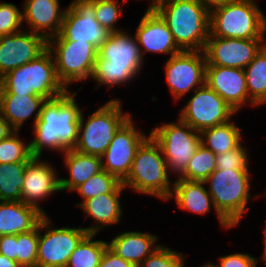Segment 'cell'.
I'll return each mask as SVG.
<instances>
[{"label": "cell", "instance_id": "2", "mask_svg": "<svg viewBox=\"0 0 266 267\" xmlns=\"http://www.w3.org/2000/svg\"><path fill=\"white\" fill-rule=\"evenodd\" d=\"M144 60L140 54L135 35L126 31L114 32L98 48L91 79L97 82L96 89L106 85L107 89L130 83L139 76Z\"/></svg>", "mask_w": 266, "mask_h": 267}, {"label": "cell", "instance_id": "13", "mask_svg": "<svg viewBox=\"0 0 266 267\" xmlns=\"http://www.w3.org/2000/svg\"><path fill=\"white\" fill-rule=\"evenodd\" d=\"M180 111L179 118L200 133L230 121L238 113L207 84L197 88Z\"/></svg>", "mask_w": 266, "mask_h": 267}, {"label": "cell", "instance_id": "36", "mask_svg": "<svg viewBox=\"0 0 266 267\" xmlns=\"http://www.w3.org/2000/svg\"><path fill=\"white\" fill-rule=\"evenodd\" d=\"M119 5V0H94L96 20L112 33L124 31L115 25L123 13V7Z\"/></svg>", "mask_w": 266, "mask_h": 267}, {"label": "cell", "instance_id": "45", "mask_svg": "<svg viewBox=\"0 0 266 267\" xmlns=\"http://www.w3.org/2000/svg\"><path fill=\"white\" fill-rule=\"evenodd\" d=\"M0 267H21L16 261L0 254Z\"/></svg>", "mask_w": 266, "mask_h": 267}, {"label": "cell", "instance_id": "4", "mask_svg": "<svg viewBox=\"0 0 266 267\" xmlns=\"http://www.w3.org/2000/svg\"><path fill=\"white\" fill-rule=\"evenodd\" d=\"M155 10L181 50L203 51L210 34V12L197 0H170Z\"/></svg>", "mask_w": 266, "mask_h": 267}, {"label": "cell", "instance_id": "20", "mask_svg": "<svg viewBox=\"0 0 266 267\" xmlns=\"http://www.w3.org/2000/svg\"><path fill=\"white\" fill-rule=\"evenodd\" d=\"M134 35L143 60L147 52L173 56L182 51L175 43L165 20L155 9H146Z\"/></svg>", "mask_w": 266, "mask_h": 267}, {"label": "cell", "instance_id": "24", "mask_svg": "<svg viewBox=\"0 0 266 267\" xmlns=\"http://www.w3.org/2000/svg\"><path fill=\"white\" fill-rule=\"evenodd\" d=\"M44 215L21 201H0V236L33 230Z\"/></svg>", "mask_w": 266, "mask_h": 267}, {"label": "cell", "instance_id": "46", "mask_svg": "<svg viewBox=\"0 0 266 267\" xmlns=\"http://www.w3.org/2000/svg\"><path fill=\"white\" fill-rule=\"evenodd\" d=\"M170 0H151V4H149V9H155L157 6L163 4L164 2H167Z\"/></svg>", "mask_w": 266, "mask_h": 267}, {"label": "cell", "instance_id": "31", "mask_svg": "<svg viewBox=\"0 0 266 267\" xmlns=\"http://www.w3.org/2000/svg\"><path fill=\"white\" fill-rule=\"evenodd\" d=\"M27 162L0 164V201H21Z\"/></svg>", "mask_w": 266, "mask_h": 267}, {"label": "cell", "instance_id": "33", "mask_svg": "<svg viewBox=\"0 0 266 267\" xmlns=\"http://www.w3.org/2000/svg\"><path fill=\"white\" fill-rule=\"evenodd\" d=\"M216 154L202 143L178 176L187 180L205 181L216 170Z\"/></svg>", "mask_w": 266, "mask_h": 267}, {"label": "cell", "instance_id": "25", "mask_svg": "<svg viewBox=\"0 0 266 267\" xmlns=\"http://www.w3.org/2000/svg\"><path fill=\"white\" fill-rule=\"evenodd\" d=\"M45 101L42 96L0 94V113L15 131H20L24 122L34 113L33 126L35 125Z\"/></svg>", "mask_w": 266, "mask_h": 267}, {"label": "cell", "instance_id": "17", "mask_svg": "<svg viewBox=\"0 0 266 267\" xmlns=\"http://www.w3.org/2000/svg\"><path fill=\"white\" fill-rule=\"evenodd\" d=\"M41 159L40 156H32L27 161L21 188V202L33 206L43 215H47L39 201H44L52 196V193L61 192L60 177L57 176L56 168L50 162Z\"/></svg>", "mask_w": 266, "mask_h": 267}, {"label": "cell", "instance_id": "9", "mask_svg": "<svg viewBox=\"0 0 266 267\" xmlns=\"http://www.w3.org/2000/svg\"><path fill=\"white\" fill-rule=\"evenodd\" d=\"M47 49L52 53L58 79L68 90L72 83L92 77L98 49L91 43L47 40Z\"/></svg>", "mask_w": 266, "mask_h": 267}, {"label": "cell", "instance_id": "18", "mask_svg": "<svg viewBox=\"0 0 266 267\" xmlns=\"http://www.w3.org/2000/svg\"><path fill=\"white\" fill-rule=\"evenodd\" d=\"M47 49V40L36 33L22 30L0 36V78L6 73L35 60Z\"/></svg>", "mask_w": 266, "mask_h": 267}, {"label": "cell", "instance_id": "26", "mask_svg": "<svg viewBox=\"0 0 266 267\" xmlns=\"http://www.w3.org/2000/svg\"><path fill=\"white\" fill-rule=\"evenodd\" d=\"M204 181L176 178L170 200L174 198L180 209L205 215L214 208L212 197L205 188Z\"/></svg>", "mask_w": 266, "mask_h": 267}, {"label": "cell", "instance_id": "42", "mask_svg": "<svg viewBox=\"0 0 266 267\" xmlns=\"http://www.w3.org/2000/svg\"><path fill=\"white\" fill-rule=\"evenodd\" d=\"M98 267H136L131 262H128L118 256L109 247L105 249V252L101 258V262Z\"/></svg>", "mask_w": 266, "mask_h": 267}, {"label": "cell", "instance_id": "29", "mask_svg": "<svg viewBox=\"0 0 266 267\" xmlns=\"http://www.w3.org/2000/svg\"><path fill=\"white\" fill-rule=\"evenodd\" d=\"M244 71L249 100L255 106L266 104V45Z\"/></svg>", "mask_w": 266, "mask_h": 267}, {"label": "cell", "instance_id": "15", "mask_svg": "<svg viewBox=\"0 0 266 267\" xmlns=\"http://www.w3.org/2000/svg\"><path fill=\"white\" fill-rule=\"evenodd\" d=\"M133 122L132 116L114 135L109 147L101 156L102 169L123 182L130 173L133 160L140 145L150 136Z\"/></svg>", "mask_w": 266, "mask_h": 267}, {"label": "cell", "instance_id": "27", "mask_svg": "<svg viewBox=\"0 0 266 267\" xmlns=\"http://www.w3.org/2000/svg\"><path fill=\"white\" fill-rule=\"evenodd\" d=\"M64 164L69 171V178H60V190L72 191L102 170L101 157L84 154L77 150L67 149L64 153Z\"/></svg>", "mask_w": 266, "mask_h": 267}, {"label": "cell", "instance_id": "32", "mask_svg": "<svg viewBox=\"0 0 266 267\" xmlns=\"http://www.w3.org/2000/svg\"><path fill=\"white\" fill-rule=\"evenodd\" d=\"M126 188L114 175L103 169L86 182L76 187L73 192L79 193L83 201L96 197L98 194L122 193Z\"/></svg>", "mask_w": 266, "mask_h": 267}, {"label": "cell", "instance_id": "40", "mask_svg": "<svg viewBox=\"0 0 266 267\" xmlns=\"http://www.w3.org/2000/svg\"><path fill=\"white\" fill-rule=\"evenodd\" d=\"M259 259L247 253H235L219 257L218 264L205 263L207 267H256Z\"/></svg>", "mask_w": 266, "mask_h": 267}, {"label": "cell", "instance_id": "19", "mask_svg": "<svg viewBox=\"0 0 266 267\" xmlns=\"http://www.w3.org/2000/svg\"><path fill=\"white\" fill-rule=\"evenodd\" d=\"M205 84L236 112L245 103L256 107L248 97L244 69L206 65Z\"/></svg>", "mask_w": 266, "mask_h": 267}, {"label": "cell", "instance_id": "1", "mask_svg": "<svg viewBox=\"0 0 266 267\" xmlns=\"http://www.w3.org/2000/svg\"><path fill=\"white\" fill-rule=\"evenodd\" d=\"M76 95L77 92L68 90L62 96L42 104L39 119L32 130L34 138L29 142L32 156L41 157L45 148L63 154L75 146L82 112L74 98Z\"/></svg>", "mask_w": 266, "mask_h": 267}, {"label": "cell", "instance_id": "23", "mask_svg": "<svg viewBox=\"0 0 266 267\" xmlns=\"http://www.w3.org/2000/svg\"><path fill=\"white\" fill-rule=\"evenodd\" d=\"M159 237L140 231L118 233L108 243V247L122 259L138 267L157 247Z\"/></svg>", "mask_w": 266, "mask_h": 267}, {"label": "cell", "instance_id": "30", "mask_svg": "<svg viewBox=\"0 0 266 267\" xmlns=\"http://www.w3.org/2000/svg\"><path fill=\"white\" fill-rule=\"evenodd\" d=\"M96 234L88 233L69 257L66 267H98L108 242L93 240Z\"/></svg>", "mask_w": 266, "mask_h": 267}, {"label": "cell", "instance_id": "5", "mask_svg": "<svg viewBox=\"0 0 266 267\" xmlns=\"http://www.w3.org/2000/svg\"><path fill=\"white\" fill-rule=\"evenodd\" d=\"M68 89L58 79L52 53L46 49L32 60L0 78V94L42 96L52 100Z\"/></svg>", "mask_w": 266, "mask_h": 267}, {"label": "cell", "instance_id": "38", "mask_svg": "<svg viewBox=\"0 0 266 267\" xmlns=\"http://www.w3.org/2000/svg\"><path fill=\"white\" fill-rule=\"evenodd\" d=\"M22 24V11L13 3L0 2V36L21 32Z\"/></svg>", "mask_w": 266, "mask_h": 267}, {"label": "cell", "instance_id": "21", "mask_svg": "<svg viewBox=\"0 0 266 267\" xmlns=\"http://www.w3.org/2000/svg\"><path fill=\"white\" fill-rule=\"evenodd\" d=\"M22 6L23 22L28 24V31L46 40L60 33L66 8L60 9L59 0H24Z\"/></svg>", "mask_w": 266, "mask_h": 267}, {"label": "cell", "instance_id": "10", "mask_svg": "<svg viewBox=\"0 0 266 267\" xmlns=\"http://www.w3.org/2000/svg\"><path fill=\"white\" fill-rule=\"evenodd\" d=\"M176 121L152 128L150 135L161 147L169 172L178 177L201 144V134L180 118Z\"/></svg>", "mask_w": 266, "mask_h": 267}, {"label": "cell", "instance_id": "28", "mask_svg": "<svg viewBox=\"0 0 266 267\" xmlns=\"http://www.w3.org/2000/svg\"><path fill=\"white\" fill-rule=\"evenodd\" d=\"M231 121L203 130L201 143L216 155L235 149L243 139L241 128Z\"/></svg>", "mask_w": 266, "mask_h": 267}, {"label": "cell", "instance_id": "3", "mask_svg": "<svg viewBox=\"0 0 266 267\" xmlns=\"http://www.w3.org/2000/svg\"><path fill=\"white\" fill-rule=\"evenodd\" d=\"M249 169H216L204 182L222 229L237 226L251 200Z\"/></svg>", "mask_w": 266, "mask_h": 267}, {"label": "cell", "instance_id": "41", "mask_svg": "<svg viewBox=\"0 0 266 267\" xmlns=\"http://www.w3.org/2000/svg\"><path fill=\"white\" fill-rule=\"evenodd\" d=\"M0 254L17 262V235L0 236Z\"/></svg>", "mask_w": 266, "mask_h": 267}, {"label": "cell", "instance_id": "22", "mask_svg": "<svg viewBox=\"0 0 266 267\" xmlns=\"http://www.w3.org/2000/svg\"><path fill=\"white\" fill-rule=\"evenodd\" d=\"M121 194H98L96 197L75 204L86 214L85 217H91L95 221L96 225L84 227L88 233L98 234L99 230L121 221L123 215Z\"/></svg>", "mask_w": 266, "mask_h": 267}, {"label": "cell", "instance_id": "34", "mask_svg": "<svg viewBox=\"0 0 266 267\" xmlns=\"http://www.w3.org/2000/svg\"><path fill=\"white\" fill-rule=\"evenodd\" d=\"M31 157L30 143L22 140L19 131L0 141V164L27 162Z\"/></svg>", "mask_w": 266, "mask_h": 267}, {"label": "cell", "instance_id": "14", "mask_svg": "<svg viewBox=\"0 0 266 267\" xmlns=\"http://www.w3.org/2000/svg\"><path fill=\"white\" fill-rule=\"evenodd\" d=\"M165 63L166 81L175 101L205 84L207 63L203 51L182 50Z\"/></svg>", "mask_w": 266, "mask_h": 267}, {"label": "cell", "instance_id": "39", "mask_svg": "<svg viewBox=\"0 0 266 267\" xmlns=\"http://www.w3.org/2000/svg\"><path fill=\"white\" fill-rule=\"evenodd\" d=\"M247 148L240 143L235 149L216 155V169H249Z\"/></svg>", "mask_w": 266, "mask_h": 267}, {"label": "cell", "instance_id": "44", "mask_svg": "<svg viewBox=\"0 0 266 267\" xmlns=\"http://www.w3.org/2000/svg\"><path fill=\"white\" fill-rule=\"evenodd\" d=\"M15 130L11 127V125L3 118L0 113V141L7 138L10 134H12Z\"/></svg>", "mask_w": 266, "mask_h": 267}, {"label": "cell", "instance_id": "37", "mask_svg": "<svg viewBox=\"0 0 266 267\" xmlns=\"http://www.w3.org/2000/svg\"><path fill=\"white\" fill-rule=\"evenodd\" d=\"M185 259L181 252L160 244L138 267H185Z\"/></svg>", "mask_w": 266, "mask_h": 267}, {"label": "cell", "instance_id": "35", "mask_svg": "<svg viewBox=\"0 0 266 267\" xmlns=\"http://www.w3.org/2000/svg\"><path fill=\"white\" fill-rule=\"evenodd\" d=\"M39 224L31 231L17 235V263L21 267H37Z\"/></svg>", "mask_w": 266, "mask_h": 267}, {"label": "cell", "instance_id": "43", "mask_svg": "<svg viewBox=\"0 0 266 267\" xmlns=\"http://www.w3.org/2000/svg\"><path fill=\"white\" fill-rule=\"evenodd\" d=\"M201 5L206 8L209 12L213 9L223 6L233 0H197Z\"/></svg>", "mask_w": 266, "mask_h": 267}, {"label": "cell", "instance_id": "48", "mask_svg": "<svg viewBox=\"0 0 266 267\" xmlns=\"http://www.w3.org/2000/svg\"><path fill=\"white\" fill-rule=\"evenodd\" d=\"M126 1H129V0H124V1H122V4H125V3H126Z\"/></svg>", "mask_w": 266, "mask_h": 267}, {"label": "cell", "instance_id": "12", "mask_svg": "<svg viewBox=\"0 0 266 267\" xmlns=\"http://www.w3.org/2000/svg\"><path fill=\"white\" fill-rule=\"evenodd\" d=\"M111 33L96 20L94 0H73L66 7L60 33L48 40L86 41L98 49Z\"/></svg>", "mask_w": 266, "mask_h": 267}, {"label": "cell", "instance_id": "47", "mask_svg": "<svg viewBox=\"0 0 266 267\" xmlns=\"http://www.w3.org/2000/svg\"><path fill=\"white\" fill-rule=\"evenodd\" d=\"M264 237H265V240H264V246H265V248H264V252H263V255H262V259H263V261H265L266 262V225H265V227H264Z\"/></svg>", "mask_w": 266, "mask_h": 267}, {"label": "cell", "instance_id": "16", "mask_svg": "<svg viewBox=\"0 0 266 267\" xmlns=\"http://www.w3.org/2000/svg\"><path fill=\"white\" fill-rule=\"evenodd\" d=\"M266 45V39L220 38L211 36L203 50L206 65L244 69Z\"/></svg>", "mask_w": 266, "mask_h": 267}, {"label": "cell", "instance_id": "6", "mask_svg": "<svg viewBox=\"0 0 266 267\" xmlns=\"http://www.w3.org/2000/svg\"><path fill=\"white\" fill-rule=\"evenodd\" d=\"M168 173L161 147L150 135L138 148L130 173L122 185L142 195L169 201L174 182L169 180Z\"/></svg>", "mask_w": 266, "mask_h": 267}, {"label": "cell", "instance_id": "8", "mask_svg": "<svg viewBox=\"0 0 266 267\" xmlns=\"http://www.w3.org/2000/svg\"><path fill=\"white\" fill-rule=\"evenodd\" d=\"M122 107L121 101L113 98L90 114L86 120L82 110L78 125V140L73 149L101 157L116 132L131 117L130 113L123 112Z\"/></svg>", "mask_w": 266, "mask_h": 267}, {"label": "cell", "instance_id": "7", "mask_svg": "<svg viewBox=\"0 0 266 267\" xmlns=\"http://www.w3.org/2000/svg\"><path fill=\"white\" fill-rule=\"evenodd\" d=\"M210 35L266 39V16L254 0H233L210 11Z\"/></svg>", "mask_w": 266, "mask_h": 267}, {"label": "cell", "instance_id": "11", "mask_svg": "<svg viewBox=\"0 0 266 267\" xmlns=\"http://www.w3.org/2000/svg\"><path fill=\"white\" fill-rule=\"evenodd\" d=\"M48 215L39 222L37 267H66L69 257L88 234L84 227L53 228ZM42 230L46 231L42 234Z\"/></svg>", "mask_w": 266, "mask_h": 267}]
</instances>
